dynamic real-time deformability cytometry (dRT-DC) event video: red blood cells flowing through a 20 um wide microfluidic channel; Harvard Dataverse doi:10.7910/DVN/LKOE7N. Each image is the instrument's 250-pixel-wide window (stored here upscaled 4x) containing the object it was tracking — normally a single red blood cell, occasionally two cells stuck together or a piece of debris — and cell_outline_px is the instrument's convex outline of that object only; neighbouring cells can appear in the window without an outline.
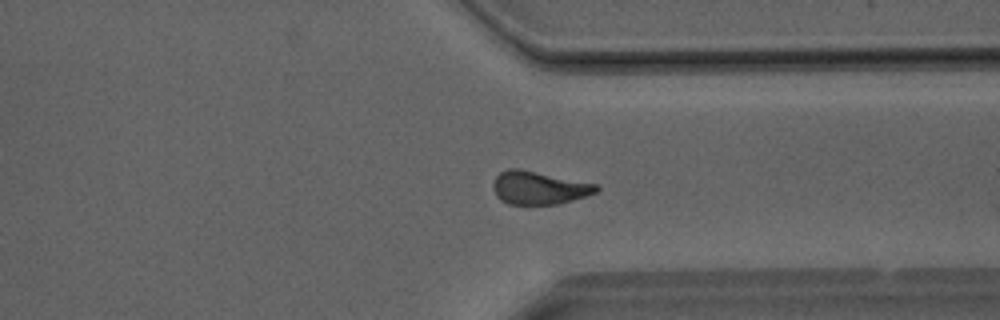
{"species": "Egyptian fruit bat (a non-hibernating species)", "species_latin": "Rousettus aegyptiacus", "temperature_condition": "room temperature", "stored_images_in_passage": 26, "camera_frame_rate_fps": 3000, "um_per_image_px": 0.085, "animal": {"sex": "male"}, "frame": {"image": 1, "passage_image": 22, "time_ms": 7.0, "image_size_px": [1000, 320], "cell_outline_px": [[600, 188], [596, 192], [572, 200], [556, 204], [508, 204], [500, 200], [496, 196], [492, 188], [492, 184], [496, 176], [500, 172], [508, 168], [520, 168], [600, 184]], "centroid_in_image_um": [45.8, 15.94], "position_along_channel_um": 365.6, "area_um2": 20.17}}